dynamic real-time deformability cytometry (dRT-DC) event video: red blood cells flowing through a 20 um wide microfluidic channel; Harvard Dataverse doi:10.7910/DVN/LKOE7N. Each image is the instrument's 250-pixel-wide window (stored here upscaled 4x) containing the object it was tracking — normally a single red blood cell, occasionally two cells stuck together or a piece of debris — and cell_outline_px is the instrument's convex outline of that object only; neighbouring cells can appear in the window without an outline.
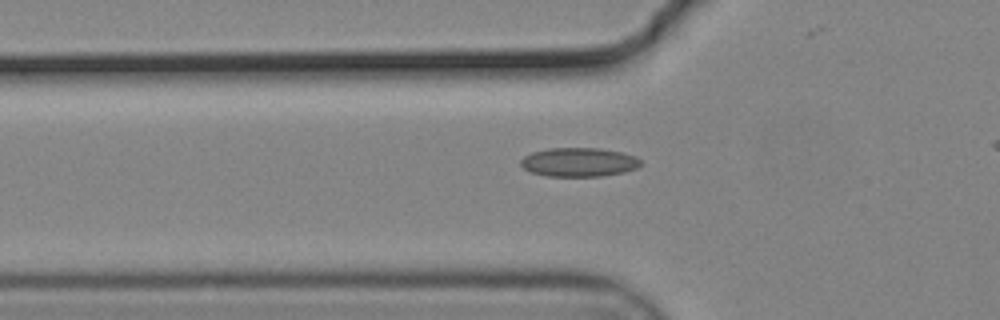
{"species": "common noctule bat (a hibernating species)", "species_latin": "Nyctalus noctula", "temperature_condition": "cold", "stored_images_in_passage": 49, "camera_frame_rate_fps": 3000, "um_per_image_px": 0.085, "animal": {"sex": "male", "body_mass_g": 19.2, "forearm_length_mm": 51.8}, "frame": {"image": 1, "passage_image": 19, "time_ms": 6.0, "image_size_px": [1000, 320], "cell_outline_px": [[644, 164], [636, 168], [624, 172], [604, 176], [544, 176], [528, 172], [520, 164], [520, 160], [524, 156], [532, 152], [548, 148], [600, 148], [620, 152], [636, 156]], "centroid_in_image_um": [49.19, 13.79], "position_along_channel_um": 76.6, "area_um2": 20.46}}
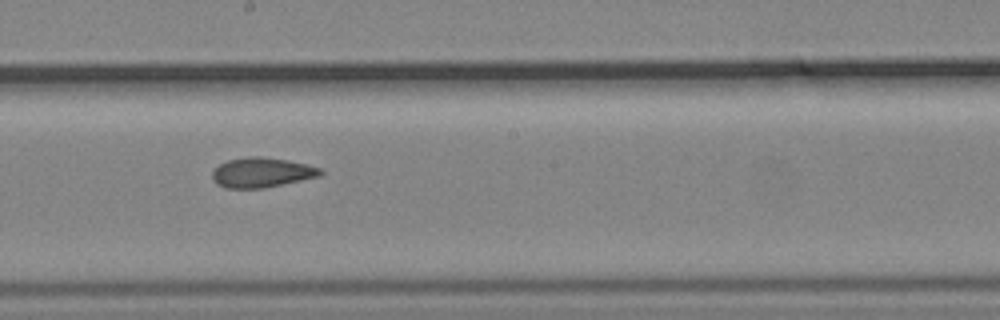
{"frame": {"image": 2, "passage_image": 31, "time_ms": 10.0, "image_size_px": [1000, 320], "cell_outline_px": [[324, 172], [320, 176], [264, 188], [224, 188], [216, 184], [212, 180], [212, 172], [220, 164], [228, 160], [252, 156], [260, 156], [288, 160], [320, 168]], "centroid_in_image_um": [22.22, 14.67], "position_along_channel_um": 226.0, "area_um2": 18.73}}
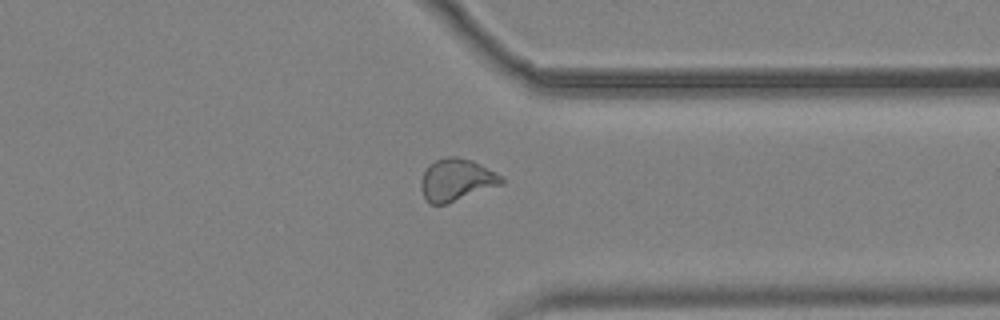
{"frame": {"image": 3, "passage_image": 43, "time_ms": 14.0, "image_size_px": [1000, 320], "cell_outline_px": [[504, 184], [448, 204], [428, 204], [424, 200], [420, 188], [420, 180], [428, 164], [436, 160], [448, 156], [456, 156], [472, 160], [504, 176]], "centroid_in_image_um": [38.79, 15.31], "position_along_channel_um": 372.6, "area_um2": 20.29}}